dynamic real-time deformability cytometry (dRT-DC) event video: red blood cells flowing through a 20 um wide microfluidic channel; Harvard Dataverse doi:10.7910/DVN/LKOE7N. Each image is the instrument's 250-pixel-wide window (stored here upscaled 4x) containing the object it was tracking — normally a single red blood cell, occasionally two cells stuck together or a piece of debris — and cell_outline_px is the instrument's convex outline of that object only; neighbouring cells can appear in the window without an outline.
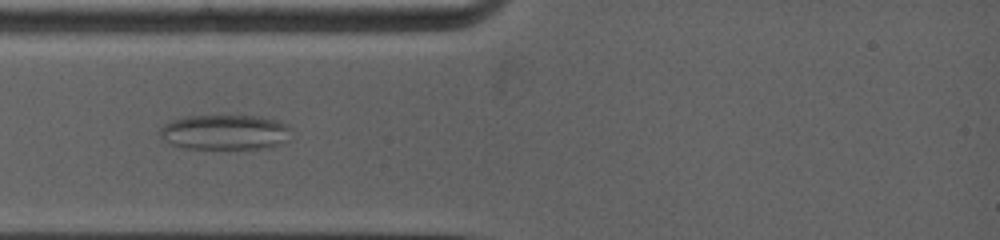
{"species": "common noctule bat (a hibernating species)", "species_latin": "Nyctalus noctula", "temperature_condition": "warm", "stored_images_in_passage": 6, "camera_frame_rate_fps": 5000, "um_per_image_px": 0.085, "animal": {"sex": "female", "body_mass_g": 19.0, "forearm_length_mm": 53.3}, "frame": {"image": 1, "passage_image": 4, "time_ms": 1.6, "image_size_px": [1000, 240], "cell_outline_px": [[288, 140], [272, 148], [180, 148], [172, 144], [160, 136], [160, 128], [164, 124], [172, 120], [184, 116], [260, 116], [280, 120], [288, 124]], "centroid_in_image_um": [19.14, 11.23], "position_along_channel_um": 65.9, "area_um2": 26.88}}